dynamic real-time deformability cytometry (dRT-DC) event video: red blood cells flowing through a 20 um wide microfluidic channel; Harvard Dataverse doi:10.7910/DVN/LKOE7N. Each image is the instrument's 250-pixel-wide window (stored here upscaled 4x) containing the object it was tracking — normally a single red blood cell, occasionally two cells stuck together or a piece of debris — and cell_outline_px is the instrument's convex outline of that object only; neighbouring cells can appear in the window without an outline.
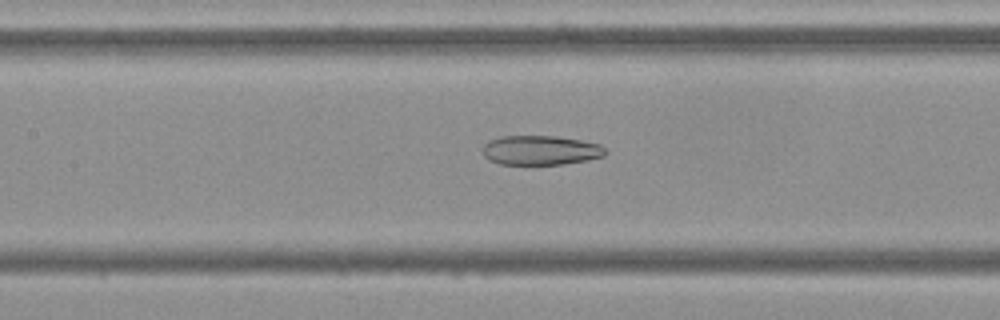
{"species": "Egyptian fruit bat (a non-hibernating species)", "species_latin": "Rousettus aegyptiacus", "temperature_condition": "cold", "stored_images_in_passage": 42, "camera_frame_rate_fps": 3000, "um_per_image_px": 0.085, "frame": {"image": 1, "passage_image": 12, "time_ms": 3.667, "image_size_px": [1000, 320], "cell_outline_px": [[608, 152], [604, 156], [588, 160], [564, 164], [500, 164], [488, 160], [484, 156], [484, 144], [488, 140], [500, 136], [556, 136], [580, 140], [600, 144]], "centroid_in_image_um": [45.95, 12.77], "position_along_channel_um": 161.4, "area_um2": 21.15}}
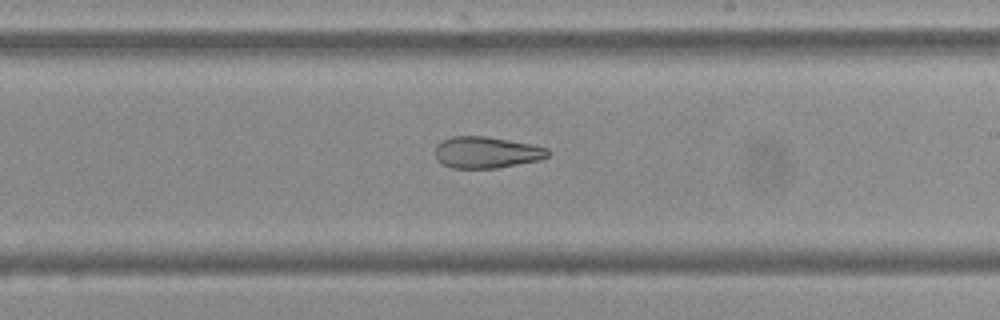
{"frame": {"image": 2, "passage_image": 19, "time_ms": 6.0, "image_size_px": [1000, 320], "cell_outline_px": [[548, 156], [540, 160], [496, 168], [452, 168], [436, 160], [436, 144], [452, 136], [484, 136], [508, 140], [548, 148]], "centroid_in_image_um": [41.32, 12.96], "position_along_channel_um": 247.7, "area_um2": 20.46}}
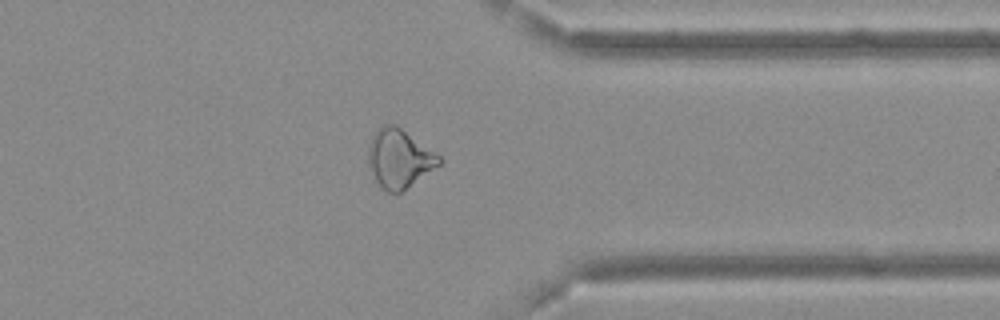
{"frame": {"image": 3, "passage_image": 30, "time_ms": 9.667, "image_size_px": [1000, 320], "cell_outline_px": [[444, 160], [440, 164], [400, 192], [388, 192], [380, 188], [368, 168], [368, 144], [372, 136], [384, 124], [396, 124], [440, 156]], "centroid_in_image_um": [33.9, 13.47], "position_along_channel_um": 377.5, "area_um2": 24.04}, "authors_computed_cell_mechanics": {"area_um2": 23.6691, "velocity_mm_per_s": 3.7012, "shape_relaxation_time_tau1_ms": null, "shape_relaxation_time_tau2_ms": 2.8161, "deformation_change_tau1": null, "deformation_change_tau2": 0.108}}